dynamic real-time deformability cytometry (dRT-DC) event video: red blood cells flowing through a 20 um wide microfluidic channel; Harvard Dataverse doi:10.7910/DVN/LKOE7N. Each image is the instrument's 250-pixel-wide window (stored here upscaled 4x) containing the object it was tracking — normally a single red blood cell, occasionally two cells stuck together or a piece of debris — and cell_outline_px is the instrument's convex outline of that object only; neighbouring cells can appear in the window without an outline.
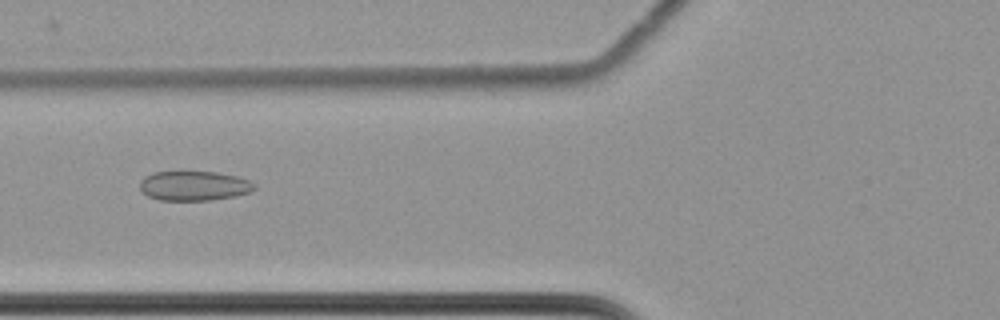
{"species": "common noctule bat (a hibernating species)", "species_latin": "Nyctalus noctula", "temperature_condition": "cold", "stored_images_in_passage": 48, "camera_frame_rate_fps": 3000, "um_per_image_px": 0.085, "animal": {"sex": "female", "body_mass_g": 22.7, "forearm_length_mm": 54.2}, "frame": {"image": 1, "passage_image": 13, "time_ms": 4.0, "image_size_px": [1000, 320], "cell_outline_px": [[256, 188], [252, 192], [236, 196], [212, 200], [160, 200], [148, 196], [140, 188], [140, 180], [144, 176], [156, 172], [184, 168], [216, 172], [236, 176], [252, 180], [256, 184]], "centroid_in_image_um": [16.52, 15.74], "position_along_channel_um": 109.3, "area_um2": 20.75}}
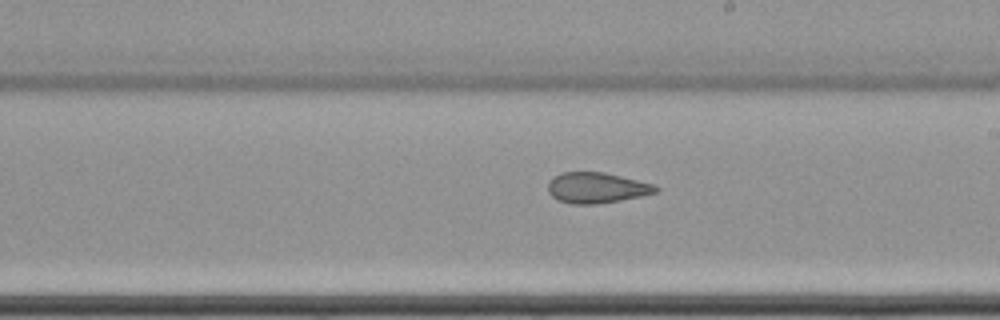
{"frame": {"image": 2, "passage_image": 24, "time_ms": 7.667, "image_size_px": [1000, 320], "cell_outline_px": [[660, 188], [656, 192], [640, 196], [620, 200], [596, 204], [572, 204], [556, 200], [548, 192], [548, 184], [560, 172], [604, 172], [656, 184]], "centroid_in_image_um": [50.73, 15.96], "position_along_channel_um": 238.3, "area_um2": 19.25}}
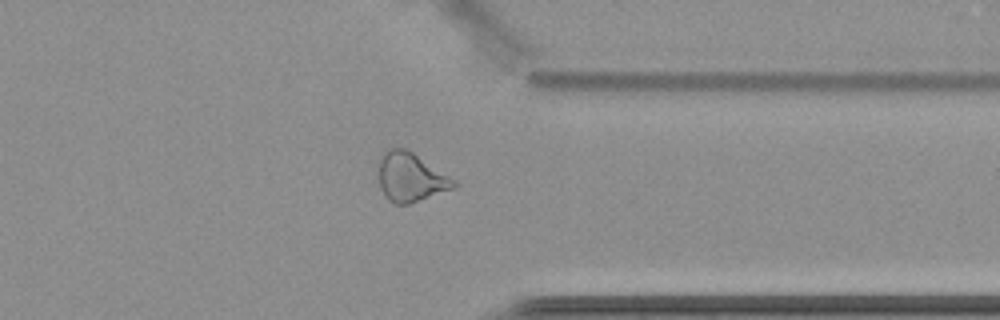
{"frame": {"image": 3, "passage_image": 36, "time_ms": 11.667, "image_size_px": [1000, 320], "cell_outline_px": [[460, 184], [456, 188], [408, 204], [396, 204], [388, 200], [380, 184], [380, 156], [384, 152], [392, 148], [404, 148], [412, 152], [456, 180]], "centroid_in_image_um": [34.96, 15.08], "position_along_channel_um": 376.4, "area_um2": 21.15}, "authors_computed_cell_mechanics": {"area_um2": 21.3571, "velocity_mm_per_s": 3.5157, "shape_relaxation_time_tau1_ms": null, "shape_relaxation_time_tau2_ms": 3.1548, "deformation_change_tau1": null, "deformation_change_tau2": 0.0893}}